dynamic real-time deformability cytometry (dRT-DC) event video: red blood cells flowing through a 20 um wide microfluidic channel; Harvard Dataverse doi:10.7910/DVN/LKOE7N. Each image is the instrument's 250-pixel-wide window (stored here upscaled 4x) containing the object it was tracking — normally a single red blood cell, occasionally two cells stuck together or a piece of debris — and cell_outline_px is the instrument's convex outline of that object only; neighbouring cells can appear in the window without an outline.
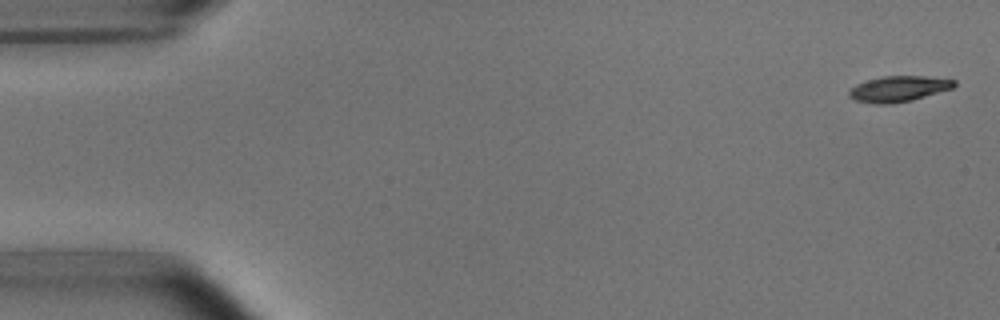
{"species": "common noctule bat (a hibernating species)", "species_latin": "Nyctalus noctula", "temperature_condition": "room temperature", "stored_images_in_passage": 6, "segment_of_instrument_passage": [1, 2], "camera_frame_rate_fps": 3000, "um_per_image_px": 0.085, "animal": {"sex": "male", "body_mass_g": 15.6}, "frame": {"image": 1, "passage_image": 1, "time_ms": 0.0, "image_size_px": [1000, 320], "cell_outline_px": [[956, 84], [952, 88], [912, 100], [892, 104], [876, 104], [856, 100], [848, 96], [848, 92], [856, 84], [868, 80], [884, 76], [924, 76], [956, 80]], "centroid_in_image_um": [76.37, 7.55], "position_along_channel_um": 8.6, "area_um2": 15.61}}